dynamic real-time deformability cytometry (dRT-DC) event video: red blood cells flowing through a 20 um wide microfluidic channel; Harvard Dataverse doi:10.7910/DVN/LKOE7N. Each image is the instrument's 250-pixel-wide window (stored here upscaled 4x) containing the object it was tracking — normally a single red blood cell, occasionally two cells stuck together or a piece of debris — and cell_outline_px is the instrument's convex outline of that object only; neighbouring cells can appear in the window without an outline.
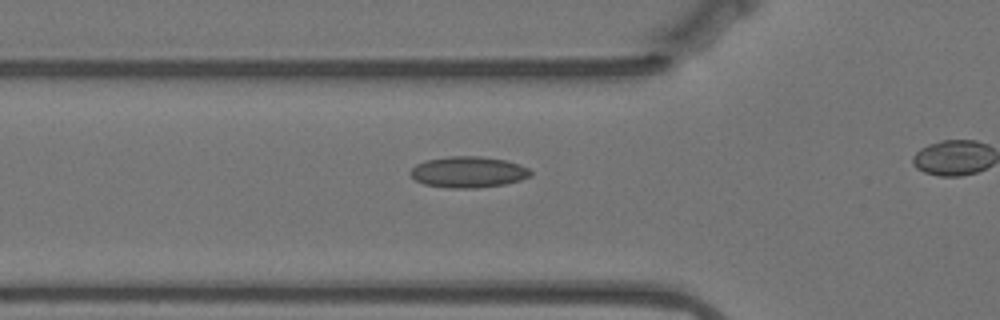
{"species": "Egyptian fruit bat (a non-hibernating species)", "species_latin": "Rousettus aegyptiacus", "temperature_condition": "warm", "stored_images_in_passage": 20, "camera_frame_rate_fps": 3000, "um_per_image_px": 0.085, "animal": {"sex": "female"}, "frame": {"image": 1, "passage_image": 15, "time_ms": 4.667, "image_size_px": [1000, 320], "cell_outline_px": [[532, 172], [528, 176], [520, 180], [504, 184], [476, 188], [448, 188], [424, 184], [416, 180], [408, 172], [416, 164], [428, 160], [452, 156], [480, 156], [504, 160], [528, 168]], "centroid_in_image_um": [39.77, 14.63], "position_along_channel_um": 86.0, "area_um2": 21.5}}